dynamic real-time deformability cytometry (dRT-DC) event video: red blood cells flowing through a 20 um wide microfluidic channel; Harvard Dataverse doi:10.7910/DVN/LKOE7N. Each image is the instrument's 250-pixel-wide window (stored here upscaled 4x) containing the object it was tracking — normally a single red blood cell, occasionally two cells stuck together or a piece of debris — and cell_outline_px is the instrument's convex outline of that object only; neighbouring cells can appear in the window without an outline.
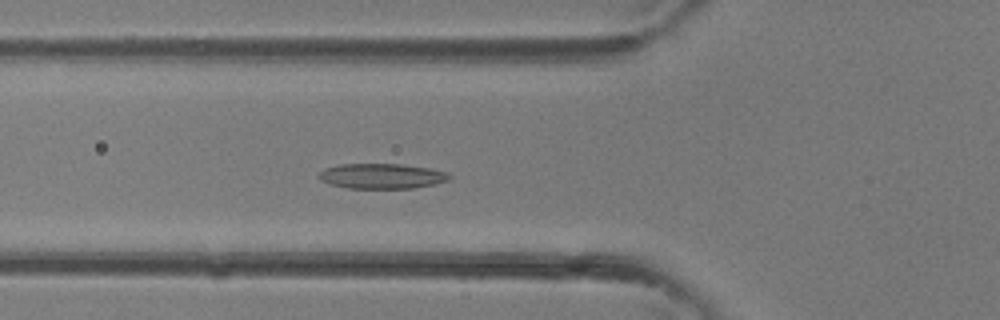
{"species": "common noctule bat (a hibernating species)", "species_latin": "Nyctalus noctula", "temperature_condition": "room temperature", "stored_images_in_passage": 38, "camera_frame_rate_fps": 3000, "um_per_image_px": 0.085, "animal": {"sex": "female"}, "frame": {"image": 1, "passage_image": 14, "time_ms": 4.333, "image_size_px": [1000, 320], "cell_outline_px": [[452, 176], [448, 180], [436, 184], [412, 188], [348, 188], [332, 184], [320, 180], [316, 176], [324, 168], [340, 164], [400, 164], [428, 168], [444, 172]], "centroid_in_image_um": [32.42, 14.96], "position_along_channel_um": 93.4, "area_um2": 19.02}}
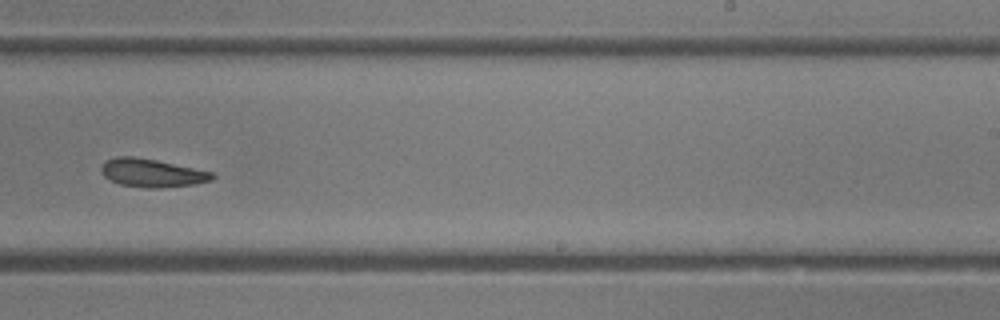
{"frame": {"image": 2, "passage_image": 24, "time_ms": 7.667, "image_size_px": [1000, 320], "cell_outline_px": [[216, 176], [212, 180], [192, 184], [156, 188], [148, 188], [120, 184], [104, 176], [100, 172], [100, 168], [104, 160], [116, 156], [132, 156], [156, 160], [212, 172]], "centroid_in_image_um": [12.86, 14.68], "position_along_channel_um": 276.1, "area_um2": 18.09}}
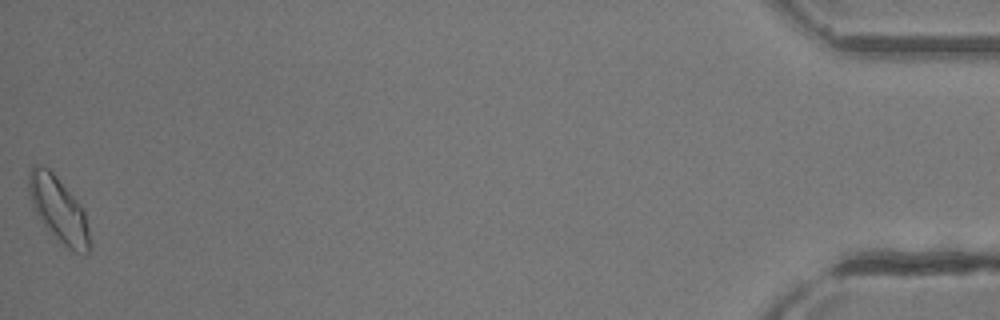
{"frame": {"image": 3, "passage_image": 38, "time_ms": 12.333, "image_size_px": [1000, 320], "cell_outline_px": [[88, 252], [84, 256], [68, 248], [44, 224], [36, 212], [32, 204], [28, 192], [28, 172], [32, 164], [40, 164], [48, 168], [56, 176], [76, 200], [84, 212], [88, 228]], "centroid_in_image_um": [4.93, 17.74], "position_along_channel_um": 430.3, "area_um2": 22.43}}